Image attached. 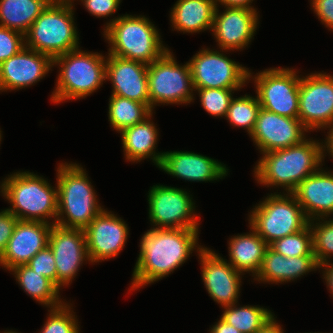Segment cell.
<instances>
[{"label": "cell", "mask_w": 333, "mask_h": 333, "mask_svg": "<svg viewBox=\"0 0 333 333\" xmlns=\"http://www.w3.org/2000/svg\"><path fill=\"white\" fill-rule=\"evenodd\" d=\"M198 231L155 227L148 230L140 242V254L134 267L130 290L167 276L182 265L196 247L199 252L203 247L197 245Z\"/></svg>", "instance_id": "1"}, {"label": "cell", "mask_w": 333, "mask_h": 333, "mask_svg": "<svg viewBox=\"0 0 333 333\" xmlns=\"http://www.w3.org/2000/svg\"><path fill=\"white\" fill-rule=\"evenodd\" d=\"M324 156L323 142L305 139L298 145L263 153L254 169L255 178L260 184L280 186L292 193L320 169Z\"/></svg>", "instance_id": "2"}, {"label": "cell", "mask_w": 333, "mask_h": 333, "mask_svg": "<svg viewBox=\"0 0 333 333\" xmlns=\"http://www.w3.org/2000/svg\"><path fill=\"white\" fill-rule=\"evenodd\" d=\"M57 172L56 224L84 230L103 210L98 205L97 195L91 182L84 169L78 164L62 163Z\"/></svg>", "instance_id": "3"}, {"label": "cell", "mask_w": 333, "mask_h": 333, "mask_svg": "<svg viewBox=\"0 0 333 333\" xmlns=\"http://www.w3.org/2000/svg\"><path fill=\"white\" fill-rule=\"evenodd\" d=\"M53 188L44 178L27 171L5 178L0 192L12 204L7 210L18 220L51 224L47 219L54 217L52 224H56L58 201Z\"/></svg>", "instance_id": "4"}, {"label": "cell", "mask_w": 333, "mask_h": 333, "mask_svg": "<svg viewBox=\"0 0 333 333\" xmlns=\"http://www.w3.org/2000/svg\"><path fill=\"white\" fill-rule=\"evenodd\" d=\"M110 21L104 29L111 45L108 54L151 64L168 50L154 24L145 16L126 14Z\"/></svg>", "instance_id": "5"}, {"label": "cell", "mask_w": 333, "mask_h": 333, "mask_svg": "<svg viewBox=\"0 0 333 333\" xmlns=\"http://www.w3.org/2000/svg\"><path fill=\"white\" fill-rule=\"evenodd\" d=\"M72 2L51 1L25 34V46L52 59L78 49Z\"/></svg>", "instance_id": "6"}, {"label": "cell", "mask_w": 333, "mask_h": 333, "mask_svg": "<svg viewBox=\"0 0 333 333\" xmlns=\"http://www.w3.org/2000/svg\"><path fill=\"white\" fill-rule=\"evenodd\" d=\"M53 65L61 68L51 95L54 103L84 98L100 88L106 80V60L99 53L75 49L55 57Z\"/></svg>", "instance_id": "7"}, {"label": "cell", "mask_w": 333, "mask_h": 333, "mask_svg": "<svg viewBox=\"0 0 333 333\" xmlns=\"http://www.w3.org/2000/svg\"><path fill=\"white\" fill-rule=\"evenodd\" d=\"M249 217L250 226L268 245L309 225V219L293 193H271L255 206Z\"/></svg>", "instance_id": "8"}, {"label": "cell", "mask_w": 333, "mask_h": 333, "mask_svg": "<svg viewBox=\"0 0 333 333\" xmlns=\"http://www.w3.org/2000/svg\"><path fill=\"white\" fill-rule=\"evenodd\" d=\"M147 78L152 110L157 103L186 104L194 100L189 63L178 65L169 49L156 61L148 64Z\"/></svg>", "instance_id": "9"}, {"label": "cell", "mask_w": 333, "mask_h": 333, "mask_svg": "<svg viewBox=\"0 0 333 333\" xmlns=\"http://www.w3.org/2000/svg\"><path fill=\"white\" fill-rule=\"evenodd\" d=\"M256 93L261 108L284 117L298 118L300 80L289 68H270L257 73Z\"/></svg>", "instance_id": "10"}, {"label": "cell", "mask_w": 333, "mask_h": 333, "mask_svg": "<svg viewBox=\"0 0 333 333\" xmlns=\"http://www.w3.org/2000/svg\"><path fill=\"white\" fill-rule=\"evenodd\" d=\"M194 89H240L251 73L219 51L202 49L188 62Z\"/></svg>", "instance_id": "11"}, {"label": "cell", "mask_w": 333, "mask_h": 333, "mask_svg": "<svg viewBox=\"0 0 333 333\" xmlns=\"http://www.w3.org/2000/svg\"><path fill=\"white\" fill-rule=\"evenodd\" d=\"M149 219L156 228L198 229L195 203L181 188L154 185L149 190ZM193 213V214H192Z\"/></svg>", "instance_id": "12"}, {"label": "cell", "mask_w": 333, "mask_h": 333, "mask_svg": "<svg viewBox=\"0 0 333 333\" xmlns=\"http://www.w3.org/2000/svg\"><path fill=\"white\" fill-rule=\"evenodd\" d=\"M298 118L307 130L333 124V76L314 73L301 78Z\"/></svg>", "instance_id": "13"}, {"label": "cell", "mask_w": 333, "mask_h": 333, "mask_svg": "<svg viewBox=\"0 0 333 333\" xmlns=\"http://www.w3.org/2000/svg\"><path fill=\"white\" fill-rule=\"evenodd\" d=\"M48 245L53 251L57 287L60 289L61 286H67L72 282L83 261H90L85 231L53 224Z\"/></svg>", "instance_id": "14"}, {"label": "cell", "mask_w": 333, "mask_h": 333, "mask_svg": "<svg viewBox=\"0 0 333 333\" xmlns=\"http://www.w3.org/2000/svg\"><path fill=\"white\" fill-rule=\"evenodd\" d=\"M307 131L299 118L284 117L261 108L250 136L263 154L300 144L306 139L304 132Z\"/></svg>", "instance_id": "15"}, {"label": "cell", "mask_w": 333, "mask_h": 333, "mask_svg": "<svg viewBox=\"0 0 333 333\" xmlns=\"http://www.w3.org/2000/svg\"><path fill=\"white\" fill-rule=\"evenodd\" d=\"M91 262L118 256L128 236V227L121 218L103 209L84 229Z\"/></svg>", "instance_id": "16"}, {"label": "cell", "mask_w": 333, "mask_h": 333, "mask_svg": "<svg viewBox=\"0 0 333 333\" xmlns=\"http://www.w3.org/2000/svg\"><path fill=\"white\" fill-rule=\"evenodd\" d=\"M202 279L212 299L224 307L237 303L241 272L207 248L199 251Z\"/></svg>", "instance_id": "17"}, {"label": "cell", "mask_w": 333, "mask_h": 333, "mask_svg": "<svg viewBox=\"0 0 333 333\" xmlns=\"http://www.w3.org/2000/svg\"><path fill=\"white\" fill-rule=\"evenodd\" d=\"M53 59L26 46L0 65V91L17 90L40 81L53 67Z\"/></svg>", "instance_id": "18"}, {"label": "cell", "mask_w": 333, "mask_h": 333, "mask_svg": "<svg viewBox=\"0 0 333 333\" xmlns=\"http://www.w3.org/2000/svg\"><path fill=\"white\" fill-rule=\"evenodd\" d=\"M148 64L108 54L106 59V79L112 82V95L147 104Z\"/></svg>", "instance_id": "19"}, {"label": "cell", "mask_w": 333, "mask_h": 333, "mask_svg": "<svg viewBox=\"0 0 333 333\" xmlns=\"http://www.w3.org/2000/svg\"><path fill=\"white\" fill-rule=\"evenodd\" d=\"M258 24L256 10L228 8L219 13L217 7L211 31L223 50L243 49L254 36Z\"/></svg>", "instance_id": "20"}, {"label": "cell", "mask_w": 333, "mask_h": 333, "mask_svg": "<svg viewBox=\"0 0 333 333\" xmlns=\"http://www.w3.org/2000/svg\"><path fill=\"white\" fill-rule=\"evenodd\" d=\"M53 224L39 221L18 220L7 247L0 256V264L10 270L27 264L40 250L48 245Z\"/></svg>", "instance_id": "21"}, {"label": "cell", "mask_w": 333, "mask_h": 333, "mask_svg": "<svg viewBox=\"0 0 333 333\" xmlns=\"http://www.w3.org/2000/svg\"><path fill=\"white\" fill-rule=\"evenodd\" d=\"M159 168L187 181H214L227 175L228 169L220 162L194 152H163Z\"/></svg>", "instance_id": "22"}, {"label": "cell", "mask_w": 333, "mask_h": 333, "mask_svg": "<svg viewBox=\"0 0 333 333\" xmlns=\"http://www.w3.org/2000/svg\"><path fill=\"white\" fill-rule=\"evenodd\" d=\"M292 193L309 221L317 219L320 222L324 216L333 214V172L319 169L306 177Z\"/></svg>", "instance_id": "23"}, {"label": "cell", "mask_w": 333, "mask_h": 333, "mask_svg": "<svg viewBox=\"0 0 333 333\" xmlns=\"http://www.w3.org/2000/svg\"><path fill=\"white\" fill-rule=\"evenodd\" d=\"M317 268H319V264L315 255L284 257L268 246L255 279L262 282H275V284L284 283L306 275L307 272Z\"/></svg>", "instance_id": "24"}, {"label": "cell", "mask_w": 333, "mask_h": 333, "mask_svg": "<svg viewBox=\"0 0 333 333\" xmlns=\"http://www.w3.org/2000/svg\"><path fill=\"white\" fill-rule=\"evenodd\" d=\"M143 122L137 123L121 130L122 144L127 161H139L151 157L154 163L159 167L163 154L155 152L157 145L158 131L150 117Z\"/></svg>", "instance_id": "25"}, {"label": "cell", "mask_w": 333, "mask_h": 333, "mask_svg": "<svg viewBox=\"0 0 333 333\" xmlns=\"http://www.w3.org/2000/svg\"><path fill=\"white\" fill-rule=\"evenodd\" d=\"M216 7L215 0H178L170 21L174 29L183 33L212 29Z\"/></svg>", "instance_id": "26"}, {"label": "cell", "mask_w": 333, "mask_h": 333, "mask_svg": "<svg viewBox=\"0 0 333 333\" xmlns=\"http://www.w3.org/2000/svg\"><path fill=\"white\" fill-rule=\"evenodd\" d=\"M249 234L237 235L230 239V264L239 272H252L255 276L260 270L268 244L251 227Z\"/></svg>", "instance_id": "27"}, {"label": "cell", "mask_w": 333, "mask_h": 333, "mask_svg": "<svg viewBox=\"0 0 333 333\" xmlns=\"http://www.w3.org/2000/svg\"><path fill=\"white\" fill-rule=\"evenodd\" d=\"M52 0H0V26L26 34Z\"/></svg>", "instance_id": "28"}, {"label": "cell", "mask_w": 333, "mask_h": 333, "mask_svg": "<svg viewBox=\"0 0 333 333\" xmlns=\"http://www.w3.org/2000/svg\"><path fill=\"white\" fill-rule=\"evenodd\" d=\"M9 271L14 272L22 289L39 303L50 307V309L64 304L58 295L59 288L42 274L34 272L27 264L18 265Z\"/></svg>", "instance_id": "29"}, {"label": "cell", "mask_w": 333, "mask_h": 333, "mask_svg": "<svg viewBox=\"0 0 333 333\" xmlns=\"http://www.w3.org/2000/svg\"><path fill=\"white\" fill-rule=\"evenodd\" d=\"M109 100V121L118 132L126 127L143 122L153 113V110L147 104L118 95H111Z\"/></svg>", "instance_id": "30"}, {"label": "cell", "mask_w": 333, "mask_h": 333, "mask_svg": "<svg viewBox=\"0 0 333 333\" xmlns=\"http://www.w3.org/2000/svg\"><path fill=\"white\" fill-rule=\"evenodd\" d=\"M235 305L224 307L221 318L241 333H256L274 317L270 310L262 307Z\"/></svg>", "instance_id": "31"}, {"label": "cell", "mask_w": 333, "mask_h": 333, "mask_svg": "<svg viewBox=\"0 0 333 333\" xmlns=\"http://www.w3.org/2000/svg\"><path fill=\"white\" fill-rule=\"evenodd\" d=\"M261 109L258 97L248 95L232 98L226 118L233 126L247 129L249 135L253 132L258 113Z\"/></svg>", "instance_id": "32"}, {"label": "cell", "mask_w": 333, "mask_h": 333, "mask_svg": "<svg viewBox=\"0 0 333 333\" xmlns=\"http://www.w3.org/2000/svg\"><path fill=\"white\" fill-rule=\"evenodd\" d=\"M269 246L284 257L314 255L313 236L310 225L301 231L275 240Z\"/></svg>", "instance_id": "33"}, {"label": "cell", "mask_w": 333, "mask_h": 333, "mask_svg": "<svg viewBox=\"0 0 333 333\" xmlns=\"http://www.w3.org/2000/svg\"><path fill=\"white\" fill-rule=\"evenodd\" d=\"M322 221L323 223L316 225L313 220L309 221L313 236V252L319 265L328 262L327 258L333 255V220Z\"/></svg>", "instance_id": "34"}, {"label": "cell", "mask_w": 333, "mask_h": 333, "mask_svg": "<svg viewBox=\"0 0 333 333\" xmlns=\"http://www.w3.org/2000/svg\"><path fill=\"white\" fill-rule=\"evenodd\" d=\"M200 96V102L203 108L213 116L227 115L230 102L233 98L232 91L239 89H221V88H206L195 89Z\"/></svg>", "instance_id": "35"}, {"label": "cell", "mask_w": 333, "mask_h": 333, "mask_svg": "<svg viewBox=\"0 0 333 333\" xmlns=\"http://www.w3.org/2000/svg\"><path fill=\"white\" fill-rule=\"evenodd\" d=\"M72 312L66 303L50 309L49 317L40 333H79L78 321Z\"/></svg>", "instance_id": "36"}, {"label": "cell", "mask_w": 333, "mask_h": 333, "mask_svg": "<svg viewBox=\"0 0 333 333\" xmlns=\"http://www.w3.org/2000/svg\"><path fill=\"white\" fill-rule=\"evenodd\" d=\"M25 47V35L0 26V65Z\"/></svg>", "instance_id": "37"}, {"label": "cell", "mask_w": 333, "mask_h": 333, "mask_svg": "<svg viewBox=\"0 0 333 333\" xmlns=\"http://www.w3.org/2000/svg\"><path fill=\"white\" fill-rule=\"evenodd\" d=\"M34 272L42 274L44 277L51 280L57 286V272L53 256V251L47 245L44 249L36 253L27 263Z\"/></svg>", "instance_id": "38"}, {"label": "cell", "mask_w": 333, "mask_h": 333, "mask_svg": "<svg viewBox=\"0 0 333 333\" xmlns=\"http://www.w3.org/2000/svg\"><path fill=\"white\" fill-rule=\"evenodd\" d=\"M88 12L97 17H106L117 11L121 0H81Z\"/></svg>", "instance_id": "39"}, {"label": "cell", "mask_w": 333, "mask_h": 333, "mask_svg": "<svg viewBox=\"0 0 333 333\" xmlns=\"http://www.w3.org/2000/svg\"><path fill=\"white\" fill-rule=\"evenodd\" d=\"M18 219L7 209L0 212V256L7 247Z\"/></svg>", "instance_id": "40"}, {"label": "cell", "mask_w": 333, "mask_h": 333, "mask_svg": "<svg viewBox=\"0 0 333 333\" xmlns=\"http://www.w3.org/2000/svg\"><path fill=\"white\" fill-rule=\"evenodd\" d=\"M312 8L319 20L333 30V0H311Z\"/></svg>", "instance_id": "41"}, {"label": "cell", "mask_w": 333, "mask_h": 333, "mask_svg": "<svg viewBox=\"0 0 333 333\" xmlns=\"http://www.w3.org/2000/svg\"><path fill=\"white\" fill-rule=\"evenodd\" d=\"M252 1L253 0H215L216 6L218 5L217 2H220L221 5H225V8L228 7L256 10L255 8L250 6V3H252Z\"/></svg>", "instance_id": "42"}, {"label": "cell", "mask_w": 333, "mask_h": 333, "mask_svg": "<svg viewBox=\"0 0 333 333\" xmlns=\"http://www.w3.org/2000/svg\"><path fill=\"white\" fill-rule=\"evenodd\" d=\"M210 333H241L238 329L226 323L222 318L213 325Z\"/></svg>", "instance_id": "43"}, {"label": "cell", "mask_w": 333, "mask_h": 333, "mask_svg": "<svg viewBox=\"0 0 333 333\" xmlns=\"http://www.w3.org/2000/svg\"><path fill=\"white\" fill-rule=\"evenodd\" d=\"M329 263H330V260L328 262H325V263L319 265V268L325 267L324 268L325 271H323L324 272L323 276H324L326 284L330 288L329 290L333 296V263L332 264L331 263L329 264Z\"/></svg>", "instance_id": "44"}, {"label": "cell", "mask_w": 333, "mask_h": 333, "mask_svg": "<svg viewBox=\"0 0 333 333\" xmlns=\"http://www.w3.org/2000/svg\"><path fill=\"white\" fill-rule=\"evenodd\" d=\"M256 333H284L283 329L273 317L262 329Z\"/></svg>", "instance_id": "45"}, {"label": "cell", "mask_w": 333, "mask_h": 333, "mask_svg": "<svg viewBox=\"0 0 333 333\" xmlns=\"http://www.w3.org/2000/svg\"><path fill=\"white\" fill-rule=\"evenodd\" d=\"M327 128H331V129H329L330 131L327 132L328 136L326 137V140H325L326 146L323 145V153H325V150H326L329 152V154H331L330 156L333 157V124L331 126H328Z\"/></svg>", "instance_id": "46"}, {"label": "cell", "mask_w": 333, "mask_h": 333, "mask_svg": "<svg viewBox=\"0 0 333 333\" xmlns=\"http://www.w3.org/2000/svg\"><path fill=\"white\" fill-rule=\"evenodd\" d=\"M52 1L72 2V0H52Z\"/></svg>", "instance_id": "47"}, {"label": "cell", "mask_w": 333, "mask_h": 333, "mask_svg": "<svg viewBox=\"0 0 333 333\" xmlns=\"http://www.w3.org/2000/svg\"><path fill=\"white\" fill-rule=\"evenodd\" d=\"M4 333H17V332L10 330V331H7V332L4 331Z\"/></svg>", "instance_id": "48"}]
</instances>
